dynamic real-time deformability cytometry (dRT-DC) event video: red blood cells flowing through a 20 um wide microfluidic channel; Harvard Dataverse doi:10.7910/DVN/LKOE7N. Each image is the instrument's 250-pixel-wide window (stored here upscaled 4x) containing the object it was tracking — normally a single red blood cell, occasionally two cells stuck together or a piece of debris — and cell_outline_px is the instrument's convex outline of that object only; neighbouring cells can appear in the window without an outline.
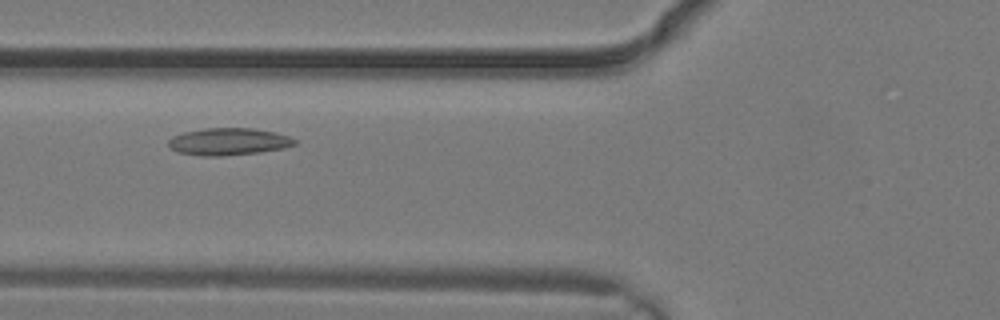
{"species": "common noctule bat (a hibernating species)", "species_latin": "Nyctalus noctula", "temperature_condition": "warm", "stored_images_in_passage": 3, "camera_frame_rate_fps": 3000, "um_per_image_px": 0.085, "animal": {"sex": "male", "body_mass_g": 19.2, "forearm_length_mm": 51.8}, "frame": {"image": 1, "passage_image": 3, "time_ms": 0.667, "image_size_px": [1000, 320], "cell_outline_px": [[296, 144], [284, 148], [260, 152], [220, 156], [204, 156], [176, 152], [168, 144], [168, 140], [172, 136], [184, 132], [204, 128], [252, 128], [272, 132], [288, 136], [296, 140]], "centroid_in_image_um": [19.4, 12.04], "position_along_channel_um": 106.4, "area_um2": 19.88}}